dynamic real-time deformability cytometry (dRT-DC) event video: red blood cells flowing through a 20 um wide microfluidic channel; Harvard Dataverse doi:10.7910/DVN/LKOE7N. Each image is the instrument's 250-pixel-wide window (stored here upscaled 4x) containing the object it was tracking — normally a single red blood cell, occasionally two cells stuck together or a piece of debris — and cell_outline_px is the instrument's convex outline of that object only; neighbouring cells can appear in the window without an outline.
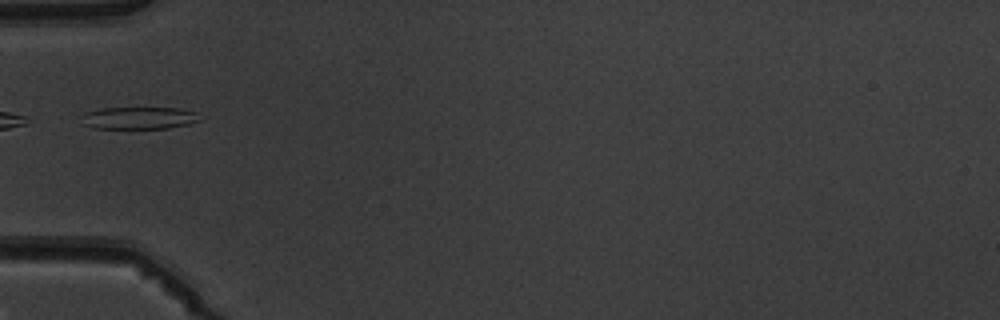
{"species": "common noctule bat (a hibernating species)", "species_latin": "Nyctalus noctula", "temperature_condition": "warm", "stored_images_in_passage": 7, "camera_frame_rate_fps": 3000, "um_per_image_px": 0.085, "animal": {"sex": "male", "body_mass_g": 19.5, "forearm_length_mm": 54.6}, "frame": {"image": 1, "passage_image": 6, "time_ms": 5.667, "image_size_px": [1000, 320], "cell_outline_px": [[200, 120], [188, 124], [168, 128], [92, 128], [80, 124], [88, 112], [100, 108], [180, 108], [196, 112]], "centroid_in_image_um": [11.82, 10.03], "position_along_channel_um": 73.2, "area_um2": 15.14}}
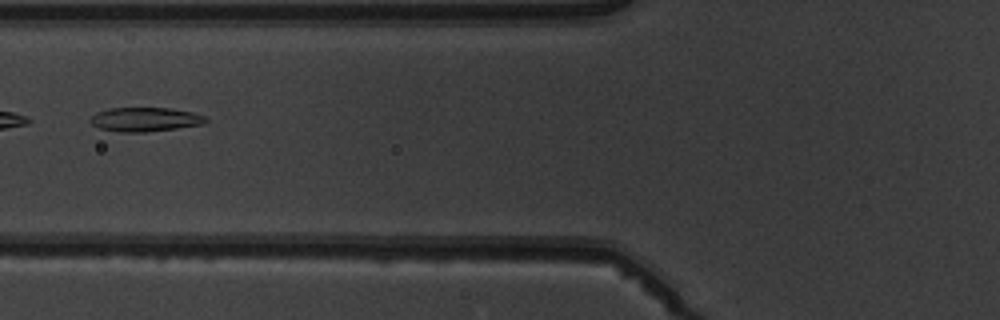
{"frame": {"image": 2, "passage_image": 7, "time_ms": 6.667, "image_size_px": [1000, 320], "cell_outline_px": [[208, 120], [204, 124], [176, 128], [144, 132], [120, 132], [100, 128], [92, 124], [88, 120], [96, 112], [108, 108], [168, 108], [192, 112], [204, 116]], "centroid_in_image_um": [12.31, 10.15], "position_along_channel_um": 113.5, "area_um2": 16.13}}